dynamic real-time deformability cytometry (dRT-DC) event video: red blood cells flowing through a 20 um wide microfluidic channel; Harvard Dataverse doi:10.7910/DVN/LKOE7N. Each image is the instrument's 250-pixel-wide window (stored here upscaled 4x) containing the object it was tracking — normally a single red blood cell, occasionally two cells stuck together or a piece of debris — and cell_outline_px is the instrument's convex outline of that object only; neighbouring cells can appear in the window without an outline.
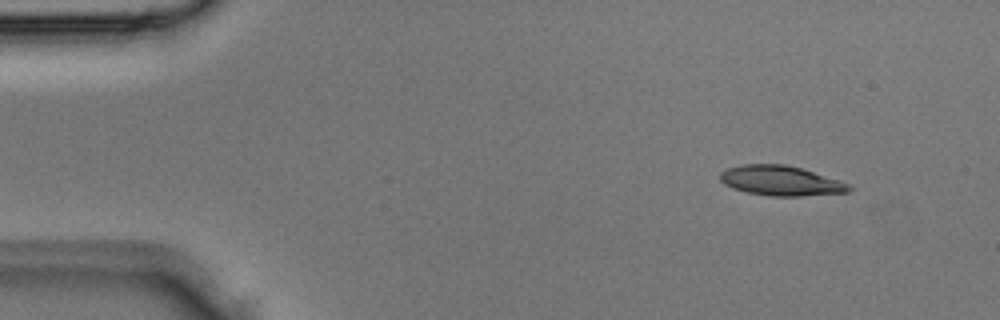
{"species": "Egyptian fruit bat (a non-hibernating species)", "species_latin": "Rousettus aegyptiacus", "temperature_condition": "room temperature", "stored_images_in_passage": 3, "camera_frame_rate_fps": 3000, "um_per_image_px": 0.085, "animal": {"sex": "male"}, "frame": {"image": 1, "passage_image": 1, "time_ms": 0.0, "image_size_px": [1000, 320], "cell_outline_px": [[852, 188], [848, 192], [800, 196], [772, 196], [748, 192], [732, 188], [724, 184], [720, 180], [720, 172], [728, 168], [740, 164], [784, 164], [800, 168], [840, 180], [852, 184]], "centroid_in_image_um": [66.37, 15.36], "position_along_channel_um": 18.6, "area_um2": 22.43}}
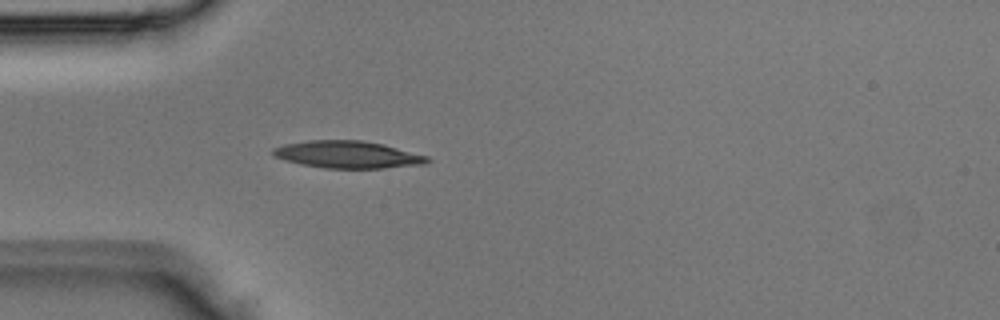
{"frame": {"image": 2, "passage_image": 3, "time_ms": 0.667, "image_size_px": [1000, 320], "cell_outline_px": [[432, 160], [424, 164], [384, 168], [324, 168], [300, 164], [284, 160], [272, 156], [272, 148], [284, 144], [308, 140], [360, 140], [384, 144], [428, 156]], "centroid_in_image_um": [29.53, 13.13], "position_along_channel_um": 55.5, "area_um2": 24.62}}